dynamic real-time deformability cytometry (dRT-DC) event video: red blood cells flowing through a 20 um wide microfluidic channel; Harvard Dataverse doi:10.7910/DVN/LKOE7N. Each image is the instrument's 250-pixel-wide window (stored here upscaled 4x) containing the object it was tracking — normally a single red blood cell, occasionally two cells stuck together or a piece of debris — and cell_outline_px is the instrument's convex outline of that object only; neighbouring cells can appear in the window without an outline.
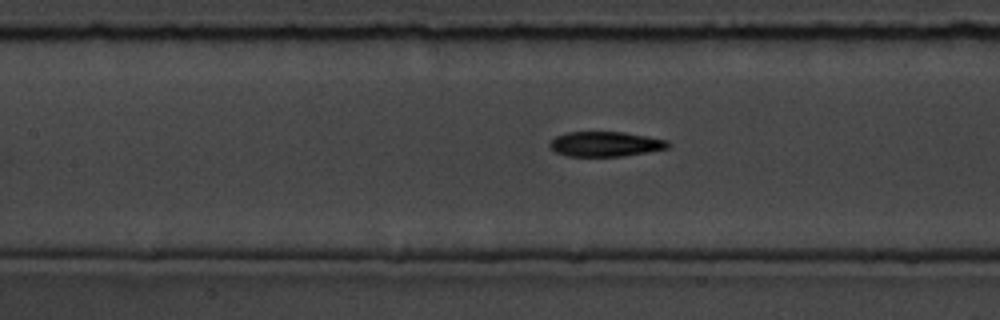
{"species": "common noctule bat (a hibernating species)", "species_latin": "Nyctalus noctula", "temperature_condition": "room temperature", "stored_images_in_passage": 33, "camera_frame_rate_fps": 3000, "um_per_image_px": 0.085, "animal": {"sex": "male", "body_mass_g": 19.5, "forearm_length_mm": 54.6}, "frame": {"image": 1, "passage_image": 15, "time_ms": 4.667, "image_size_px": [1000, 320], "cell_outline_px": [[672, 144], [668, 148], [648, 152], [624, 156], [568, 156], [556, 152], [548, 144], [556, 136], [568, 132], [624, 132], [648, 136], [668, 140]], "centroid_in_image_um": [51.51, 12.24], "position_along_channel_um": 155.9, "area_um2": 17.22}}